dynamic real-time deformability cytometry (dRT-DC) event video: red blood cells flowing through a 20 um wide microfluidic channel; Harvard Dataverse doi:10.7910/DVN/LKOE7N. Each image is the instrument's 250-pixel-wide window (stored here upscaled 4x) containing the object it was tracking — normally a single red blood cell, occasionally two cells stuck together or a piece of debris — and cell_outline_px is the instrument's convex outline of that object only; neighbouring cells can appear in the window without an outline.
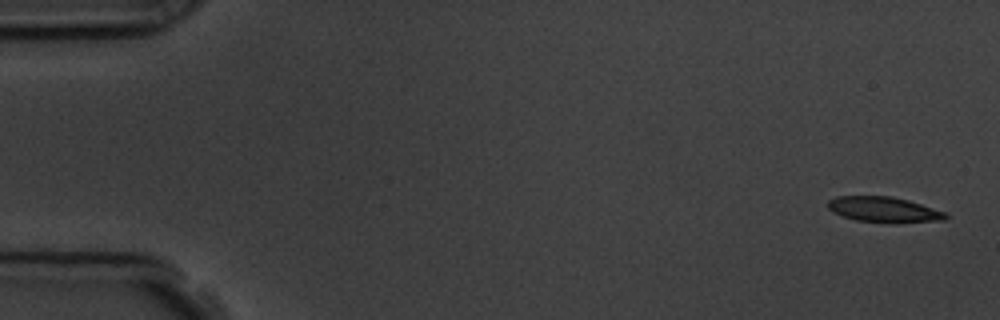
{"species": "common noctule bat (a hibernating species)", "species_latin": "Nyctalus noctula", "temperature_condition": "room temperature", "stored_images_in_passage": 5, "camera_frame_rate_fps": 3000, "um_per_image_px": 0.085, "animal": {"sex": "male", "body_mass_g": 19.5, "forearm_length_mm": 54.6}, "frame": {"image": 1, "passage_image": 1, "time_ms": 0.0, "image_size_px": [1000, 320], "cell_outline_px": [[948, 216], [944, 220], [856, 220], [832, 212], [828, 208], [828, 200], [836, 196], [892, 196], [908, 200], [944, 212]], "centroid_in_image_um": [75.02, 17.75], "position_along_channel_um": 10.0, "area_um2": 16.3}}
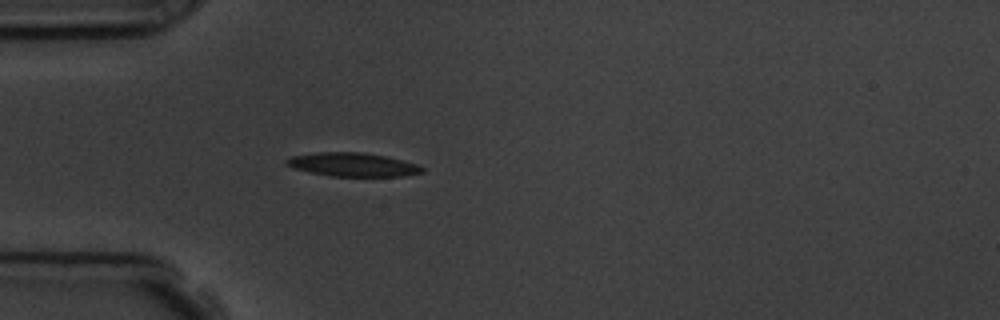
{"frame": {"image": 2, "passage_image": 5, "time_ms": 4.667, "image_size_px": [1000, 320], "cell_outline_px": [[424, 172], [404, 176], [332, 176], [308, 172], [284, 164], [284, 160], [288, 156], [316, 152], [364, 152], [384, 156], [420, 164], [424, 168]], "centroid_in_image_um": [29.97, 13.98], "position_along_channel_um": 55.0, "area_um2": 18.9}}